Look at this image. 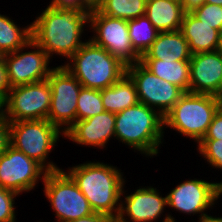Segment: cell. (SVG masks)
I'll use <instances>...</instances> for the list:
<instances>
[{"instance_id": "1", "label": "cell", "mask_w": 222, "mask_h": 222, "mask_svg": "<svg viewBox=\"0 0 222 222\" xmlns=\"http://www.w3.org/2000/svg\"><path fill=\"white\" fill-rule=\"evenodd\" d=\"M89 13L49 5L31 24L32 41L49 58L53 53L70 58L85 43L80 36L89 23Z\"/></svg>"}, {"instance_id": "2", "label": "cell", "mask_w": 222, "mask_h": 222, "mask_svg": "<svg viewBox=\"0 0 222 222\" xmlns=\"http://www.w3.org/2000/svg\"><path fill=\"white\" fill-rule=\"evenodd\" d=\"M69 170L68 174L87 198L94 213L106 215L115 221L121 206L118 201H121L124 193L125 181L120 171L100 162L84 163Z\"/></svg>"}, {"instance_id": "3", "label": "cell", "mask_w": 222, "mask_h": 222, "mask_svg": "<svg viewBox=\"0 0 222 222\" xmlns=\"http://www.w3.org/2000/svg\"><path fill=\"white\" fill-rule=\"evenodd\" d=\"M115 116V137L118 140L148 156L158 154L164 133V117L158 110L139 102Z\"/></svg>"}, {"instance_id": "4", "label": "cell", "mask_w": 222, "mask_h": 222, "mask_svg": "<svg viewBox=\"0 0 222 222\" xmlns=\"http://www.w3.org/2000/svg\"><path fill=\"white\" fill-rule=\"evenodd\" d=\"M64 67L83 87L105 89L126 74V65L92 40L85 42ZM73 66V67H72Z\"/></svg>"}, {"instance_id": "5", "label": "cell", "mask_w": 222, "mask_h": 222, "mask_svg": "<svg viewBox=\"0 0 222 222\" xmlns=\"http://www.w3.org/2000/svg\"><path fill=\"white\" fill-rule=\"evenodd\" d=\"M221 106L222 99L219 97L185 92L164 115V126L171 127L199 143Z\"/></svg>"}, {"instance_id": "6", "label": "cell", "mask_w": 222, "mask_h": 222, "mask_svg": "<svg viewBox=\"0 0 222 222\" xmlns=\"http://www.w3.org/2000/svg\"><path fill=\"white\" fill-rule=\"evenodd\" d=\"M61 131L47 119L10 122V145L41 164L47 172L59 169L46 162L47 156L59 139ZM46 165V166H45Z\"/></svg>"}, {"instance_id": "7", "label": "cell", "mask_w": 222, "mask_h": 222, "mask_svg": "<svg viewBox=\"0 0 222 222\" xmlns=\"http://www.w3.org/2000/svg\"><path fill=\"white\" fill-rule=\"evenodd\" d=\"M41 180L58 222H70L94 213L87 198L67 172L62 169L50 171Z\"/></svg>"}, {"instance_id": "8", "label": "cell", "mask_w": 222, "mask_h": 222, "mask_svg": "<svg viewBox=\"0 0 222 222\" xmlns=\"http://www.w3.org/2000/svg\"><path fill=\"white\" fill-rule=\"evenodd\" d=\"M51 88V103L47 120L63 134L77 121V99L82 85L64 67L53 68L47 78Z\"/></svg>"}, {"instance_id": "9", "label": "cell", "mask_w": 222, "mask_h": 222, "mask_svg": "<svg viewBox=\"0 0 222 222\" xmlns=\"http://www.w3.org/2000/svg\"><path fill=\"white\" fill-rule=\"evenodd\" d=\"M51 103L48 80L12 87L3 102V115L10 122L47 119Z\"/></svg>"}, {"instance_id": "10", "label": "cell", "mask_w": 222, "mask_h": 222, "mask_svg": "<svg viewBox=\"0 0 222 222\" xmlns=\"http://www.w3.org/2000/svg\"><path fill=\"white\" fill-rule=\"evenodd\" d=\"M89 23L96 32L91 38L96 45L106 49L126 66L140 62V56L131 44L128 20L104 15L94 6L89 13Z\"/></svg>"}, {"instance_id": "11", "label": "cell", "mask_w": 222, "mask_h": 222, "mask_svg": "<svg viewBox=\"0 0 222 222\" xmlns=\"http://www.w3.org/2000/svg\"><path fill=\"white\" fill-rule=\"evenodd\" d=\"M126 73L135 84L139 102L153 109L157 107L163 117L185 93L151 73L140 62L127 66Z\"/></svg>"}, {"instance_id": "12", "label": "cell", "mask_w": 222, "mask_h": 222, "mask_svg": "<svg viewBox=\"0 0 222 222\" xmlns=\"http://www.w3.org/2000/svg\"><path fill=\"white\" fill-rule=\"evenodd\" d=\"M34 159L9 145L0 156V187L20 194L34 189L47 170ZM45 171V172H44Z\"/></svg>"}, {"instance_id": "13", "label": "cell", "mask_w": 222, "mask_h": 222, "mask_svg": "<svg viewBox=\"0 0 222 222\" xmlns=\"http://www.w3.org/2000/svg\"><path fill=\"white\" fill-rule=\"evenodd\" d=\"M30 47L37 50L23 53L24 47H21L15 52L2 55L11 88L46 80L53 70L48 68L50 58L47 53L32 40Z\"/></svg>"}, {"instance_id": "14", "label": "cell", "mask_w": 222, "mask_h": 222, "mask_svg": "<svg viewBox=\"0 0 222 222\" xmlns=\"http://www.w3.org/2000/svg\"><path fill=\"white\" fill-rule=\"evenodd\" d=\"M222 194V182L210 183L204 180H188L175 187L166 197L167 205L187 214L207 215L206 209Z\"/></svg>"}, {"instance_id": "15", "label": "cell", "mask_w": 222, "mask_h": 222, "mask_svg": "<svg viewBox=\"0 0 222 222\" xmlns=\"http://www.w3.org/2000/svg\"><path fill=\"white\" fill-rule=\"evenodd\" d=\"M189 62V92L222 99V53L219 50L196 53Z\"/></svg>"}, {"instance_id": "16", "label": "cell", "mask_w": 222, "mask_h": 222, "mask_svg": "<svg viewBox=\"0 0 222 222\" xmlns=\"http://www.w3.org/2000/svg\"><path fill=\"white\" fill-rule=\"evenodd\" d=\"M125 206L121 203L120 212L115 222H128L125 214L132 222H152L162 214L167 205V197L160 196L156 188H140L133 194L125 196Z\"/></svg>"}, {"instance_id": "17", "label": "cell", "mask_w": 222, "mask_h": 222, "mask_svg": "<svg viewBox=\"0 0 222 222\" xmlns=\"http://www.w3.org/2000/svg\"><path fill=\"white\" fill-rule=\"evenodd\" d=\"M115 113H103L76 121L63 135L81 145L105 147L110 137H115Z\"/></svg>"}, {"instance_id": "18", "label": "cell", "mask_w": 222, "mask_h": 222, "mask_svg": "<svg viewBox=\"0 0 222 222\" xmlns=\"http://www.w3.org/2000/svg\"><path fill=\"white\" fill-rule=\"evenodd\" d=\"M180 31L187 40L192 55L213 52L219 48L220 31L203 23L191 12L185 13Z\"/></svg>"}, {"instance_id": "19", "label": "cell", "mask_w": 222, "mask_h": 222, "mask_svg": "<svg viewBox=\"0 0 222 222\" xmlns=\"http://www.w3.org/2000/svg\"><path fill=\"white\" fill-rule=\"evenodd\" d=\"M192 53L182 32H159L155 41L140 59H160L164 61L190 60Z\"/></svg>"}, {"instance_id": "20", "label": "cell", "mask_w": 222, "mask_h": 222, "mask_svg": "<svg viewBox=\"0 0 222 222\" xmlns=\"http://www.w3.org/2000/svg\"><path fill=\"white\" fill-rule=\"evenodd\" d=\"M185 13L180 1L146 0L145 15L158 32L180 30Z\"/></svg>"}, {"instance_id": "21", "label": "cell", "mask_w": 222, "mask_h": 222, "mask_svg": "<svg viewBox=\"0 0 222 222\" xmlns=\"http://www.w3.org/2000/svg\"><path fill=\"white\" fill-rule=\"evenodd\" d=\"M101 99L104 110L115 114L139 103L135 84L127 73L110 87L101 89Z\"/></svg>"}, {"instance_id": "22", "label": "cell", "mask_w": 222, "mask_h": 222, "mask_svg": "<svg viewBox=\"0 0 222 222\" xmlns=\"http://www.w3.org/2000/svg\"><path fill=\"white\" fill-rule=\"evenodd\" d=\"M140 63L157 77L175 84L184 92H189V60L164 61L160 59H140Z\"/></svg>"}, {"instance_id": "23", "label": "cell", "mask_w": 222, "mask_h": 222, "mask_svg": "<svg viewBox=\"0 0 222 222\" xmlns=\"http://www.w3.org/2000/svg\"><path fill=\"white\" fill-rule=\"evenodd\" d=\"M31 40V24L20 30L13 20L0 14V55L30 47Z\"/></svg>"}, {"instance_id": "24", "label": "cell", "mask_w": 222, "mask_h": 222, "mask_svg": "<svg viewBox=\"0 0 222 222\" xmlns=\"http://www.w3.org/2000/svg\"><path fill=\"white\" fill-rule=\"evenodd\" d=\"M95 7L109 17L131 20L145 15L146 0H100Z\"/></svg>"}, {"instance_id": "25", "label": "cell", "mask_w": 222, "mask_h": 222, "mask_svg": "<svg viewBox=\"0 0 222 222\" xmlns=\"http://www.w3.org/2000/svg\"><path fill=\"white\" fill-rule=\"evenodd\" d=\"M128 30L132 47L140 57L148 50L159 34L146 15L128 20Z\"/></svg>"}, {"instance_id": "26", "label": "cell", "mask_w": 222, "mask_h": 222, "mask_svg": "<svg viewBox=\"0 0 222 222\" xmlns=\"http://www.w3.org/2000/svg\"><path fill=\"white\" fill-rule=\"evenodd\" d=\"M104 111L101 90L82 86L77 99V121L85 120Z\"/></svg>"}, {"instance_id": "27", "label": "cell", "mask_w": 222, "mask_h": 222, "mask_svg": "<svg viewBox=\"0 0 222 222\" xmlns=\"http://www.w3.org/2000/svg\"><path fill=\"white\" fill-rule=\"evenodd\" d=\"M203 23L210 25L219 31L222 30V6L210 3H203L200 7L191 12Z\"/></svg>"}, {"instance_id": "28", "label": "cell", "mask_w": 222, "mask_h": 222, "mask_svg": "<svg viewBox=\"0 0 222 222\" xmlns=\"http://www.w3.org/2000/svg\"><path fill=\"white\" fill-rule=\"evenodd\" d=\"M199 152L210 165L222 169V139H202L199 143Z\"/></svg>"}, {"instance_id": "29", "label": "cell", "mask_w": 222, "mask_h": 222, "mask_svg": "<svg viewBox=\"0 0 222 222\" xmlns=\"http://www.w3.org/2000/svg\"><path fill=\"white\" fill-rule=\"evenodd\" d=\"M16 192L0 187V222H16L14 197Z\"/></svg>"}, {"instance_id": "30", "label": "cell", "mask_w": 222, "mask_h": 222, "mask_svg": "<svg viewBox=\"0 0 222 222\" xmlns=\"http://www.w3.org/2000/svg\"><path fill=\"white\" fill-rule=\"evenodd\" d=\"M49 5L59 8H73L83 12H90L94 8L88 0H52Z\"/></svg>"}, {"instance_id": "31", "label": "cell", "mask_w": 222, "mask_h": 222, "mask_svg": "<svg viewBox=\"0 0 222 222\" xmlns=\"http://www.w3.org/2000/svg\"><path fill=\"white\" fill-rule=\"evenodd\" d=\"M203 139H222V106L215 113L208 131Z\"/></svg>"}, {"instance_id": "32", "label": "cell", "mask_w": 222, "mask_h": 222, "mask_svg": "<svg viewBox=\"0 0 222 222\" xmlns=\"http://www.w3.org/2000/svg\"><path fill=\"white\" fill-rule=\"evenodd\" d=\"M10 145V121L4 116H0V156Z\"/></svg>"}, {"instance_id": "33", "label": "cell", "mask_w": 222, "mask_h": 222, "mask_svg": "<svg viewBox=\"0 0 222 222\" xmlns=\"http://www.w3.org/2000/svg\"><path fill=\"white\" fill-rule=\"evenodd\" d=\"M11 85L8 80L7 67L5 60L0 55V99L4 102L8 96Z\"/></svg>"}, {"instance_id": "34", "label": "cell", "mask_w": 222, "mask_h": 222, "mask_svg": "<svg viewBox=\"0 0 222 222\" xmlns=\"http://www.w3.org/2000/svg\"><path fill=\"white\" fill-rule=\"evenodd\" d=\"M70 222H115V221L106 215L100 213H93L90 216L79 218Z\"/></svg>"}, {"instance_id": "35", "label": "cell", "mask_w": 222, "mask_h": 222, "mask_svg": "<svg viewBox=\"0 0 222 222\" xmlns=\"http://www.w3.org/2000/svg\"><path fill=\"white\" fill-rule=\"evenodd\" d=\"M185 12H192L194 9L200 7L204 0H180Z\"/></svg>"}, {"instance_id": "36", "label": "cell", "mask_w": 222, "mask_h": 222, "mask_svg": "<svg viewBox=\"0 0 222 222\" xmlns=\"http://www.w3.org/2000/svg\"><path fill=\"white\" fill-rule=\"evenodd\" d=\"M199 222H222V217H212V216H209V215H205V216H202L199 218Z\"/></svg>"}, {"instance_id": "37", "label": "cell", "mask_w": 222, "mask_h": 222, "mask_svg": "<svg viewBox=\"0 0 222 222\" xmlns=\"http://www.w3.org/2000/svg\"><path fill=\"white\" fill-rule=\"evenodd\" d=\"M204 3L216 4L222 6V0H204Z\"/></svg>"}, {"instance_id": "38", "label": "cell", "mask_w": 222, "mask_h": 222, "mask_svg": "<svg viewBox=\"0 0 222 222\" xmlns=\"http://www.w3.org/2000/svg\"><path fill=\"white\" fill-rule=\"evenodd\" d=\"M163 222H175V218L171 217V215H167Z\"/></svg>"}, {"instance_id": "39", "label": "cell", "mask_w": 222, "mask_h": 222, "mask_svg": "<svg viewBox=\"0 0 222 222\" xmlns=\"http://www.w3.org/2000/svg\"><path fill=\"white\" fill-rule=\"evenodd\" d=\"M218 50L222 53V30L220 31V44Z\"/></svg>"}, {"instance_id": "40", "label": "cell", "mask_w": 222, "mask_h": 222, "mask_svg": "<svg viewBox=\"0 0 222 222\" xmlns=\"http://www.w3.org/2000/svg\"><path fill=\"white\" fill-rule=\"evenodd\" d=\"M3 101L0 99V116L3 115Z\"/></svg>"}, {"instance_id": "41", "label": "cell", "mask_w": 222, "mask_h": 222, "mask_svg": "<svg viewBox=\"0 0 222 222\" xmlns=\"http://www.w3.org/2000/svg\"><path fill=\"white\" fill-rule=\"evenodd\" d=\"M93 6H95L100 0H88Z\"/></svg>"}]
</instances>
